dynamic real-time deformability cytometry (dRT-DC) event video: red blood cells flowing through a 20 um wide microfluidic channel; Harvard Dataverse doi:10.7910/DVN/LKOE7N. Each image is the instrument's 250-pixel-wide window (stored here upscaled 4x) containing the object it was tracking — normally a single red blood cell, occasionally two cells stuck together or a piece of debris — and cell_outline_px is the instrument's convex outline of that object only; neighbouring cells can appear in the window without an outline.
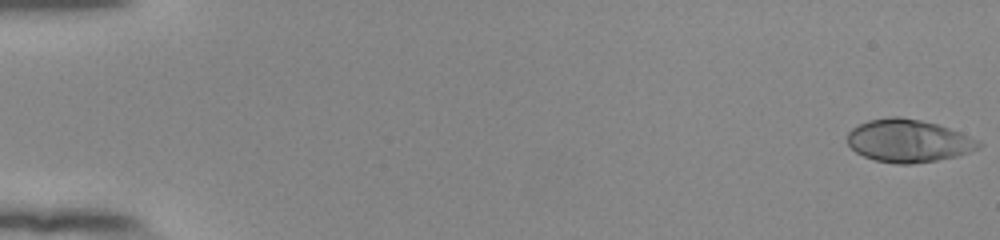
{"species": "human", "species_latin": "Homo sapiens", "temperature_condition": "room temperature", "stored_images_in_passage": 54, "camera_frame_rate_fps": 3000, "um_per_image_px": 0.085, "donor": {"sex": "female"}, "frame": {"image": 1, "passage_image": 1, "time_ms": 0.0, "image_size_px": [1000, 240], "cell_outline_px": [[984, 144], [980, 148], [956, 156], [936, 160], [912, 164], [896, 164], [876, 160], [864, 156], [856, 152], [848, 144], [848, 132], [852, 128], [868, 120], [888, 116], [900, 116], [920, 120], [936, 124], [960, 132], [980, 140]], "centroid_in_image_um": [77.23, 11.96], "position_along_channel_um": 7.8, "area_um2": 32.71}}
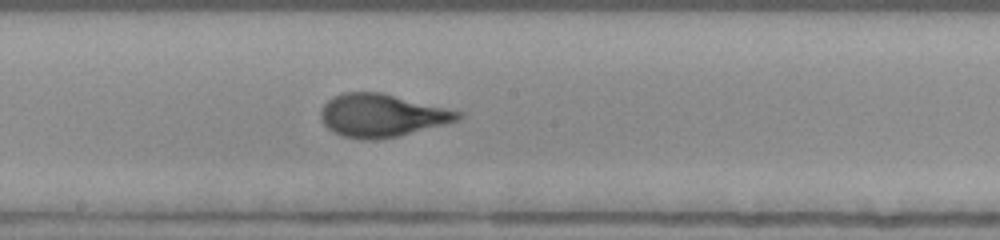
{"frame": {"image": 2, "passage_image": 31, "time_ms": 10.0, "image_size_px": [1000, 240], "cell_outline_px": [[464, 116], [460, 120], [396, 136], [372, 140], [360, 140], [340, 136], [332, 132], [320, 120], [320, 112], [324, 104], [332, 96], [344, 92], [380, 92], [464, 112]], "centroid_in_image_um": [32.42, 9.81], "position_along_channel_um": 215.8, "area_um2": 34.39}}
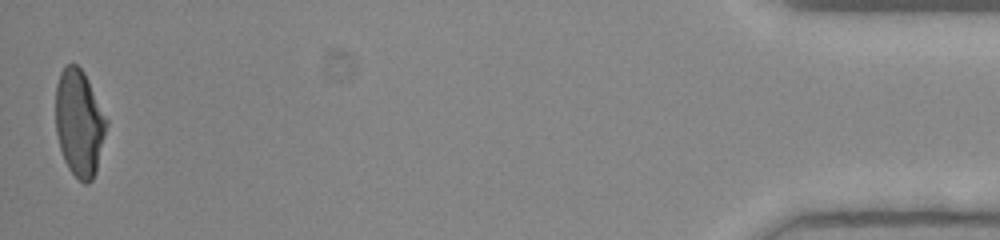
{"frame": {"image": 3, "passage_image": 54, "time_ms": 17.667, "image_size_px": [1000, 240], "cell_outline_px": [[108, 124], [96, 172], [92, 180], [88, 184], [84, 184], [68, 168], [64, 160], [60, 148], [56, 132], [56, 84], [60, 72], [64, 64], [76, 64], [84, 72], [108, 120]], "centroid_in_image_um": [6.74, 10.44], "position_along_channel_um": 428.5, "area_um2": 31.73}, "authors_computed_cell_mechanics": {"area_um2": 32.7437, "velocity_mm_per_s": 3.8777, "shape_relaxation_time_tau1_ms": 4.6968, "shape_relaxation_time_tau2_ms": null, "deformation_change_tau1": 0.2174, "deformation_change_tau2": null}}